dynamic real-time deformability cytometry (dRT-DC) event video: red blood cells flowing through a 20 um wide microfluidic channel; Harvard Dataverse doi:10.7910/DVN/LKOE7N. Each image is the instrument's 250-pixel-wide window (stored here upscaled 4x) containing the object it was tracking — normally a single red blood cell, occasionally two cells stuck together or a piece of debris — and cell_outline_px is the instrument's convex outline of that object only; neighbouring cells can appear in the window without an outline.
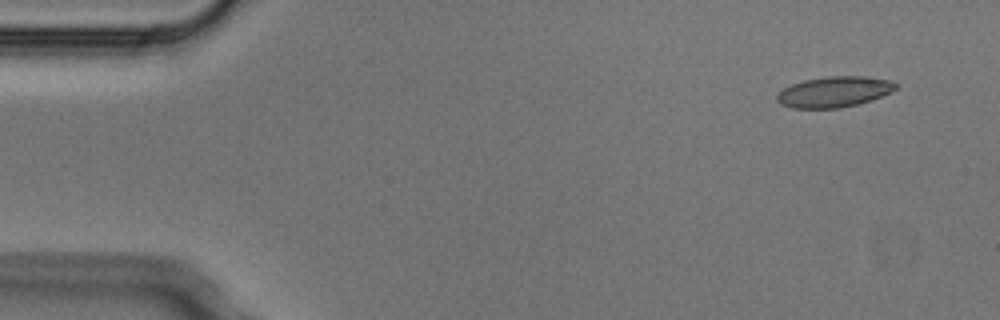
{"species": "Egyptian fruit bat (a non-hibernating species)", "species_latin": "Rousettus aegyptiacus", "temperature_condition": "cold", "stored_images_in_passage": 4, "camera_frame_rate_fps": 3000, "um_per_image_px": 0.085, "animal": {"sex": "male"}, "frame": {"image": 1, "passage_image": 1, "time_ms": 0.0, "image_size_px": [1000, 320], "cell_outline_px": [[896, 88], [872, 100], [840, 108], [792, 108], [780, 104], [776, 100], [776, 96], [784, 88], [792, 84], [804, 80], [828, 76], [864, 76], [888, 80], [896, 84]], "centroid_in_image_um": [70.85, 7.81], "position_along_channel_um": 14.1, "area_um2": 20.98}}